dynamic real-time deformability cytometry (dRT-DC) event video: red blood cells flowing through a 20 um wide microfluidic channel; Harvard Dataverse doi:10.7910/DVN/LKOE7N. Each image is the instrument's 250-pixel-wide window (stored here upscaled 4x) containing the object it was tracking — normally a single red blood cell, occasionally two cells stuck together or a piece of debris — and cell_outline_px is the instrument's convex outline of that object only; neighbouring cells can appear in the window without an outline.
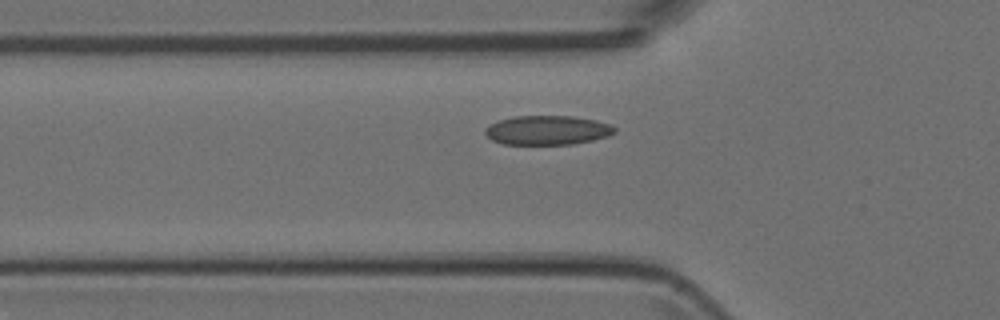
{"species": "Egyptian fruit bat (a non-hibernating species)", "species_latin": "Rousettus aegyptiacus", "temperature_condition": "room temperature", "stored_images_in_passage": 38, "segment_of_instrument_passage": [1, 2], "camera_frame_rate_fps": 3000, "um_per_image_px": 0.085, "animal": {"sex": "female"}, "frame": {"image": 1, "passage_image": 3, "time_ms": 0.667, "image_size_px": [1000, 320], "cell_outline_px": [[616, 132], [608, 136], [592, 140], [572, 144], [504, 144], [492, 140], [484, 132], [484, 128], [500, 120], [516, 116], [572, 116], [596, 120], [608, 124], [616, 128]], "centroid_in_image_um": [46.54, 11.07], "position_along_channel_um": 79.3, "area_um2": 21.91}}
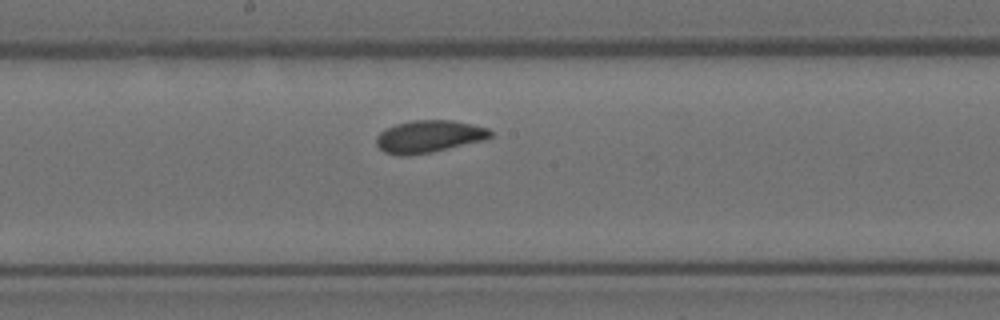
{"frame": {"image": 2, "passage_image": 13, "time_ms": 4.0, "image_size_px": [1000, 320], "cell_outline_px": [[492, 136], [484, 140], [432, 152], [408, 156], [400, 156], [384, 152], [376, 144], [376, 136], [380, 132], [396, 124], [412, 120], [452, 120], [472, 124], [488, 128], [492, 132]], "centroid_in_image_um": [36.45, 11.6], "position_along_channel_um": 211.7, "area_um2": 21.5}}
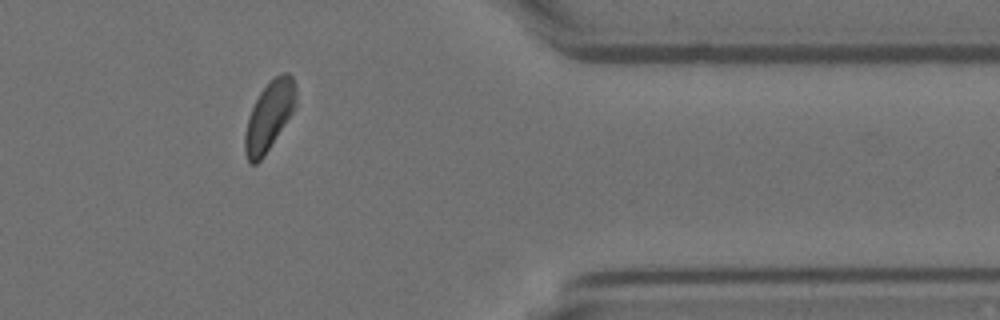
{"frame": {"image": 3, "passage_image": 28, "time_ms": 9.0, "image_size_px": [1000, 320], "cell_outline_px": [[296, 104], [292, 112], [264, 156], [256, 164], [248, 164], [244, 152], [244, 136], [248, 116], [260, 92], [276, 76], [284, 72], [288, 72], [292, 76], [296, 84]], "centroid_in_image_um": [22.86, 9.88], "position_along_channel_um": 388.5, "area_um2": 20.35}}